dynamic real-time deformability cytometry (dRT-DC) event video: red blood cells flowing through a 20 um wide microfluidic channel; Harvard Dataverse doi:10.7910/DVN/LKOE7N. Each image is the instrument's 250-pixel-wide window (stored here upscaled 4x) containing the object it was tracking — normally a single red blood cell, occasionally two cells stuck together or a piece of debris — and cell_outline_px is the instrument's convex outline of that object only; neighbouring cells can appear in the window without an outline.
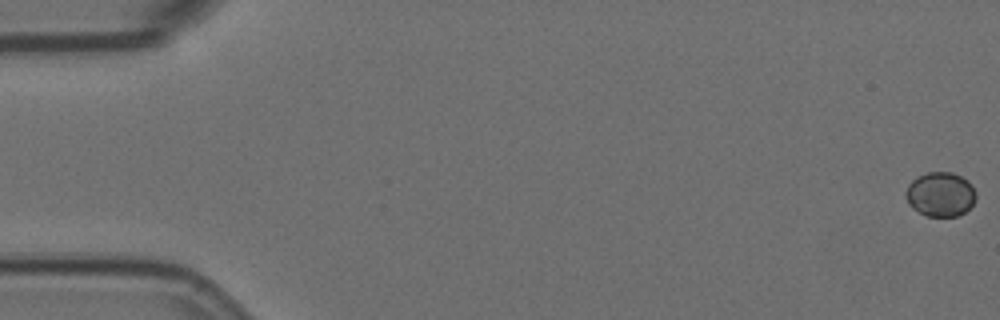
{"species": "Egyptian fruit bat (a non-hibernating species)", "species_latin": "Rousettus aegyptiacus", "temperature_condition": "room temperature", "stored_images_in_passage": 4, "camera_frame_rate_fps": 3000, "um_per_image_px": 0.085, "animal": {"sex": "female"}, "frame": {"image": 1, "passage_image": 1, "time_ms": 0.0, "image_size_px": [1000, 320], "cell_outline_px": [[976, 200], [964, 212], [956, 216], [928, 216], [912, 208], [908, 204], [904, 192], [908, 184], [916, 176], [928, 172], [952, 172], [968, 180], [972, 184], [976, 192]], "centroid_in_image_um": [79.92, 16.5], "position_along_channel_um": 5.1, "area_um2": 18.32}}